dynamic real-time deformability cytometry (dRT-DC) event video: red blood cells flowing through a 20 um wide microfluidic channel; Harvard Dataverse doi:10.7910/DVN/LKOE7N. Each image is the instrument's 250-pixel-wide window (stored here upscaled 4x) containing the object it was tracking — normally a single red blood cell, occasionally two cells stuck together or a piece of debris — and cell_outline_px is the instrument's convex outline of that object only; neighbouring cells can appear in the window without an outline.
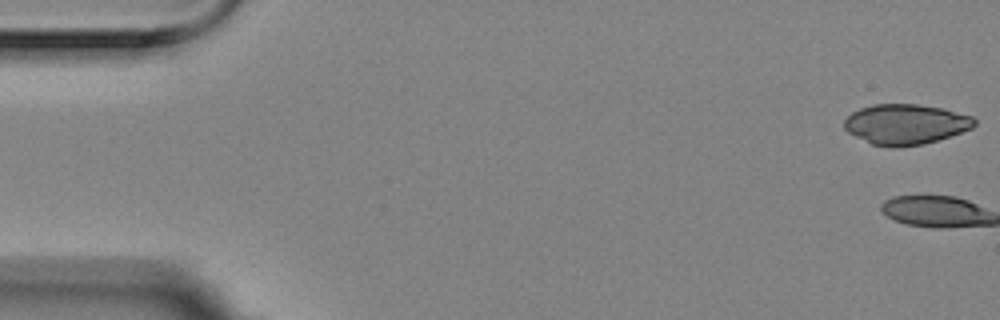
{"species": "Egyptian fruit bat (a non-hibernating species)", "species_latin": "Rousettus aegyptiacus", "temperature_condition": "room temperature", "stored_images_in_passage": 3, "camera_frame_rate_fps": 3000, "um_per_image_px": 0.085, "animal": {"sex": "female"}, "frame": {"image": 1, "passage_image": 1, "time_ms": 0.0, "image_size_px": [1000, 320], "cell_outline_px": [[976, 124], [972, 128], [924, 144], [872, 144], [848, 132], [844, 128], [844, 120], [852, 112], [860, 108], [872, 104], [916, 104], [944, 108], [972, 116], [976, 120]], "centroid_in_image_um": [76.99, 10.51], "position_along_channel_um": 8.0, "area_um2": 29.77}}